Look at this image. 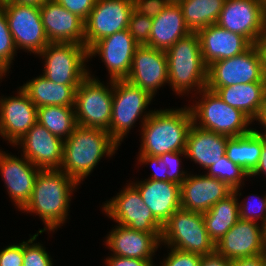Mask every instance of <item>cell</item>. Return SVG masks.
Segmentation results:
<instances>
[{
	"label": "cell",
	"instance_id": "cell-17",
	"mask_svg": "<svg viewBox=\"0 0 266 266\" xmlns=\"http://www.w3.org/2000/svg\"><path fill=\"white\" fill-rule=\"evenodd\" d=\"M137 46L128 29H125L96 42L88 50V54L90 59L98 54L108 70L110 80H124L130 73Z\"/></svg>",
	"mask_w": 266,
	"mask_h": 266
},
{
	"label": "cell",
	"instance_id": "cell-18",
	"mask_svg": "<svg viewBox=\"0 0 266 266\" xmlns=\"http://www.w3.org/2000/svg\"><path fill=\"white\" fill-rule=\"evenodd\" d=\"M266 227L259 223L239 219L215 243V251L229 260L253 257L263 253Z\"/></svg>",
	"mask_w": 266,
	"mask_h": 266
},
{
	"label": "cell",
	"instance_id": "cell-1",
	"mask_svg": "<svg viewBox=\"0 0 266 266\" xmlns=\"http://www.w3.org/2000/svg\"><path fill=\"white\" fill-rule=\"evenodd\" d=\"M79 183L60 169H41L37 174L28 203L21 209L37 214L45 223L40 234L57 230L68 218L73 191Z\"/></svg>",
	"mask_w": 266,
	"mask_h": 266
},
{
	"label": "cell",
	"instance_id": "cell-36",
	"mask_svg": "<svg viewBox=\"0 0 266 266\" xmlns=\"http://www.w3.org/2000/svg\"><path fill=\"white\" fill-rule=\"evenodd\" d=\"M39 231L30 235L28 241H23V265L22 266H53L52 258L41 243H34Z\"/></svg>",
	"mask_w": 266,
	"mask_h": 266
},
{
	"label": "cell",
	"instance_id": "cell-35",
	"mask_svg": "<svg viewBox=\"0 0 266 266\" xmlns=\"http://www.w3.org/2000/svg\"><path fill=\"white\" fill-rule=\"evenodd\" d=\"M16 46L10 33L4 9L0 6V73L6 75L11 68L14 56L17 55Z\"/></svg>",
	"mask_w": 266,
	"mask_h": 266
},
{
	"label": "cell",
	"instance_id": "cell-42",
	"mask_svg": "<svg viewBox=\"0 0 266 266\" xmlns=\"http://www.w3.org/2000/svg\"><path fill=\"white\" fill-rule=\"evenodd\" d=\"M23 265V242L11 244L0 250V266Z\"/></svg>",
	"mask_w": 266,
	"mask_h": 266
},
{
	"label": "cell",
	"instance_id": "cell-55",
	"mask_svg": "<svg viewBox=\"0 0 266 266\" xmlns=\"http://www.w3.org/2000/svg\"><path fill=\"white\" fill-rule=\"evenodd\" d=\"M3 76H4V75L0 73V79H1V80H2V77H3Z\"/></svg>",
	"mask_w": 266,
	"mask_h": 266
},
{
	"label": "cell",
	"instance_id": "cell-53",
	"mask_svg": "<svg viewBox=\"0 0 266 266\" xmlns=\"http://www.w3.org/2000/svg\"><path fill=\"white\" fill-rule=\"evenodd\" d=\"M263 256H264V259H265V264H266V243H265V247H264V250H263Z\"/></svg>",
	"mask_w": 266,
	"mask_h": 266
},
{
	"label": "cell",
	"instance_id": "cell-24",
	"mask_svg": "<svg viewBox=\"0 0 266 266\" xmlns=\"http://www.w3.org/2000/svg\"><path fill=\"white\" fill-rule=\"evenodd\" d=\"M201 54L208 66L218 60L228 59L245 52L252 44L242 35L233 33L218 24L198 32Z\"/></svg>",
	"mask_w": 266,
	"mask_h": 266
},
{
	"label": "cell",
	"instance_id": "cell-3",
	"mask_svg": "<svg viewBox=\"0 0 266 266\" xmlns=\"http://www.w3.org/2000/svg\"><path fill=\"white\" fill-rule=\"evenodd\" d=\"M118 146L120 145L106 130L77 126L64 140L60 170L80 184L105 155L113 156Z\"/></svg>",
	"mask_w": 266,
	"mask_h": 266
},
{
	"label": "cell",
	"instance_id": "cell-52",
	"mask_svg": "<svg viewBox=\"0 0 266 266\" xmlns=\"http://www.w3.org/2000/svg\"><path fill=\"white\" fill-rule=\"evenodd\" d=\"M263 52H264V56H265V69H266V38L265 40L261 43Z\"/></svg>",
	"mask_w": 266,
	"mask_h": 266
},
{
	"label": "cell",
	"instance_id": "cell-51",
	"mask_svg": "<svg viewBox=\"0 0 266 266\" xmlns=\"http://www.w3.org/2000/svg\"><path fill=\"white\" fill-rule=\"evenodd\" d=\"M264 129L262 131L257 130L258 134L263 138L265 144H266V127H263Z\"/></svg>",
	"mask_w": 266,
	"mask_h": 266
},
{
	"label": "cell",
	"instance_id": "cell-5",
	"mask_svg": "<svg viewBox=\"0 0 266 266\" xmlns=\"http://www.w3.org/2000/svg\"><path fill=\"white\" fill-rule=\"evenodd\" d=\"M198 94L202 95L201 99L189 105L195 126L229 137L241 136L254 129L249 127L253 121L247 115L229 106L216 92L205 88Z\"/></svg>",
	"mask_w": 266,
	"mask_h": 266
},
{
	"label": "cell",
	"instance_id": "cell-21",
	"mask_svg": "<svg viewBox=\"0 0 266 266\" xmlns=\"http://www.w3.org/2000/svg\"><path fill=\"white\" fill-rule=\"evenodd\" d=\"M225 182L206 174H188L180 184L181 208L204 213L232 192Z\"/></svg>",
	"mask_w": 266,
	"mask_h": 266
},
{
	"label": "cell",
	"instance_id": "cell-46",
	"mask_svg": "<svg viewBox=\"0 0 266 266\" xmlns=\"http://www.w3.org/2000/svg\"><path fill=\"white\" fill-rule=\"evenodd\" d=\"M200 266H231V260L214 251L201 256Z\"/></svg>",
	"mask_w": 266,
	"mask_h": 266
},
{
	"label": "cell",
	"instance_id": "cell-10",
	"mask_svg": "<svg viewBox=\"0 0 266 266\" xmlns=\"http://www.w3.org/2000/svg\"><path fill=\"white\" fill-rule=\"evenodd\" d=\"M109 85L90 74L76 89L74 111L77 126L108 131L112 117L113 81Z\"/></svg>",
	"mask_w": 266,
	"mask_h": 266
},
{
	"label": "cell",
	"instance_id": "cell-43",
	"mask_svg": "<svg viewBox=\"0 0 266 266\" xmlns=\"http://www.w3.org/2000/svg\"><path fill=\"white\" fill-rule=\"evenodd\" d=\"M137 156H138L137 160L138 162H140L139 163L140 165L150 164V168L151 167L154 168L153 173L150 175V177H148V179L156 181H168V177L166 175L168 168L160 157L149 156V155H137Z\"/></svg>",
	"mask_w": 266,
	"mask_h": 266
},
{
	"label": "cell",
	"instance_id": "cell-28",
	"mask_svg": "<svg viewBox=\"0 0 266 266\" xmlns=\"http://www.w3.org/2000/svg\"><path fill=\"white\" fill-rule=\"evenodd\" d=\"M215 92L225 103L241 110L253 122L260 119L266 100V83L219 87Z\"/></svg>",
	"mask_w": 266,
	"mask_h": 266
},
{
	"label": "cell",
	"instance_id": "cell-30",
	"mask_svg": "<svg viewBox=\"0 0 266 266\" xmlns=\"http://www.w3.org/2000/svg\"><path fill=\"white\" fill-rule=\"evenodd\" d=\"M241 187L242 185L236 187L228 196L215 203L207 212L202 213L205 228L214 243H217L239 220L238 196H241Z\"/></svg>",
	"mask_w": 266,
	"mask_h": 266
},
{
	"label": "cell",
	"instance_id": "cell-26",
	"mask_svg": "<svg viewBox=\"0 0 266 266\" xmlns=\"http://www.w3.org/2000/svg\"><path fill=\"white\" fill-rule=\"evenodd\" d=\"M229 136L191 126L186 142V158L207 170L226 154Z\"/></svg>",
	"mask_w": 266,
	"mask_h": 266
},
{
	"label": "cell",
	"instance_id": "cell-34",
	"mask_svg": "<svg viewBox=\"0 0 266 266\" xmlns=\"http://www.w3.org/2000/svg\"><path fill=\"white\" fill-rule=\"evenodd\" d=\"M205 174L222 180L232 190L241 186V184L244 185L245 177H249L245 170L229 160L226 155L220 157L217 163L210 166Z\"/></svg>",
	"mask_w": 266,
	"mask_h": 266
},
{
	"label": "cell",
	"instance_id": "cell-29",
	"mask_svg": "<svg viewBox=\"0 0 266 266\" xmlns=\"http://www.w3.org/2000/svg\"><path fill=\"white\" fill-rule=\"evenodd\" d=\"M79 85H62L48 80L42 74L20 86L35 106H74Z\"/></svg>",
	"mask_w": 266,
	"mask_h": 266
},
{
	"label": "cell",
	"instance_id": "cell-7",
	"mask_svg": "<svg viewBox=\"0 0 266 266\" xmlns=\"http://www.w3.org/2000/svg\"><path fill=\"white\" fill-rule=\"evenodd\" d=\"M153 98L148 92L126 79L113 81L112 117L107 132L119 145L138 118L142 119V126L152 114L153 110L148 112L146 109Z\"/></svg>",
	"mask_w": 266,
	"mask_h": 266
},
{
	"label": "cell",
	"instance_id": "cell-12",
	"mask_svg": "<svg viewBox=\"0 0 266 266\" xmlns=\"http://www.w3.org/2000/svg\"><path fill=\"white\" fill-rule=\"evenodd\" d=\"M103 204L102 211L120 226L147 233H162L163 226L131 183Z\"/></svg>",
	"mask_w": 266,
	"mask_h": 266
},
{
	"label": "cell",
	"instance_id": "cell-22",
	"mask_svg": "<svg viewBox=\"0 0 266 266\" xmlns=\"http://www.w3.org/2000/svg\"><path fill=\"white\" fill-rule=\"evenodd\" d=\"M40 15L49 42L85 45V21L78 15L68 11L55 0H47L40 7Z\"/></svg>",
	"mask_w": 266,
	"mask_h": 266
},
{
	"label": "cell",
	"instance_id": "cell-38",
	"mask_svg": "<svg viewBox=\"0 0 266 266\" xmlns=\"http://www.w3.org/2000/svg\"><path fill=\"white\" fill-rule=\"evenodd\" d=\"M152 25L153 18L136 14L133 11L128 23V31L138 45H148Z\"/></svg>",
	"mask_w": 266,
	"mask_h": 266
},
{
	"label": "cell",
	"instance_id": "cell-37",
	"mask_svg": "<svg viewBox=\"0 0 266 266\" xmlns=\"http://www.w3.org/2000/svg\"><path fill=\"white\" fill-rule=\"evenodd\" d=\"M253 196L252 198L248 196V200L244 199V201L239 203V219L256 223H258L257 221L260 219V224L266 227V193L262 198L256 195Z\"/></svg>",
	"mask_w": 266,
	"mask_h": 266
},
{
	"label": "cell",
	"instance_id": "cell-11",
	"mask_svg": "<svg viewBox=\"0 0 266 266\" xmlns=\"http://www.w3.org/2000/svg\"><path fill=\"white\" fill-rule=\"evenodd\" d=\"M245 37L251 44L266 38V3L261 0H225L217 23Z\"/></svg>",
	"mask_w": 266,
	"mask_h": 266
},
{
	"label": "cell",
	"instance_id": "cell-16",
	"mask_svg": "<svg viewBox=\"0 0 266 266\" xmlns=\"http://www.w3.org/2000/svg\"><path fill=\"white\" fill-rule=\"evenodd\" d=\"M21 146L23 155L40 169H60L63 162L64 140L53 135L36 122L27 133L14 144Z\"/></svg>",
	"mask_w": 266,
	"mask_h": 266
},
{
	"label": "cell",
	"instance_id": "cell-25",
	"mask_svg": "<svg viewBox=\"0 0 266 266\" xmlns=\"http://www.w3.org/2000/svg\"><path fill=\"white\" fill-rule=\"evenodd\" d=\"M131 184L139 191L143 202L162 226L181 208L179 184L151 179L132 181Z\"/></svg>",
	"mask_w": 266,
	"mask_h": 266
},
{
	"label": "cell",
	"instance_id": "cell-33",
	"mask_svg": "<svg viewBox=\"0 0 266 266\" xmlns=\"http://www.w3.org/2000/svg\"><path fill=\"white\" fill-rule=\"evenodd\" d=\"M37 115V122L62 140H66L77 127L74 106L38 107Z\"/></svg>",
	"mask_w": 266,
	"mask_h": 266
},
{
	"label": "cell",
	"instance_id": "cell-19",
	"mask_svg": "<svg viewBox=\"0 0 266 266\" xmlns=\"http://www.w3.org/2000/svg\"><path fill=\"white\" fill-rule=\"evenodd\" d=\"M18 95L0 98V136L12 146L37 122V107L19 87Z\"/></svg>",
	"mask_w": 266,
	"mask_h": 266
},
{
	"label": "cell",
	"instance_id": "cell-31",
	"mask_svg": "<svg viewBox=\"0 0 266 266\" xmlns=\"http://www.w3.org/2000/svg\"><path fill=\"white\" fill-rule=\"evenodd\" d=\"M264 144L265 142L258 134L257 129H252L247 134L229 137L225 155L250 175L258 166Z\"/></svg>",
	"mask_w": 266,
	"mask_h": 266
},
{
	"label": "cell",
	"instance_id": "cell-41",
	"mask_svg": "<svg viewBox=\"0 0 266 266\" xmlns=\"http://www.w3.org/2000/svg\"><path fill=\"white\" fill-rule=\"evenodd\" d=\"M169 4L168 0H132L133 11L149 18H155Z\"/></svg>",
	"mask_w": 266,
	"mask_h": 266
},
{
	"label": "cell",
	"instance_id": "cell-40",
	"mask_svg": "<svg viewBox=\"0 0 266 266\" xmlns=\"http://www.w3.org/2000/svg\"><path fill=\"white\" fill-rule=\"evenodd\" d=\"M170 251L160 266H200L201 255L168 247Z\"/></svg>",
	"mask_w": 266,
	"mask_h": 266
},
{
	"label": "cell",
	"instance_id": "cell-15",
	"mask_svg": "<svg viewBox=\"0 0 266 266\" xmlns=\"http://www.w3.org/2000/svg\"><path fill=\"white\" fill-rule=\"evenodd\" d=\"M126 80L155 97L157 89L168 83L166 52L148 45H138Z\"/></svg>",
	"mask_w": 266,
	"mask_h": 266
},
{
	"label": "cell",
	"instance_id": "cell-27",
	"mask_svg": "<svg viewBox=\"0 0 266 266\" xmlns=\"http://www.w3.org/2000/svg\"><path fill=\"white\" fill-rule=\"evenodd\" d=\"M190 32L185 24L179 4L170 3L159 15L153 18L148 46L166 51Z\"/></svg>",
	"mask_w": 266,
	"mask_h": 266
},
{
	"label": "cell",
	"instance_id": "cell-54",
	"mask_svg": "<svg viewBox=\"0 0 266 266\" xmlns=\"http://www.w3.org/2000/svg\"><path fill=\"white\" fill-rule=\"evenodd\" d=\"M170 3H178L181 0H168Z\"/></svg>",
	"mask_w": 266,
	"mask_h": 266
},
{
	"label": "cell",
	"instance_id": "cell-39",
	"mask_svg": "<svg viewBox=\"0 0 266 266\" xmlns=\"http://www.w3.org/2000/svg\"><path fill=\"white\" fill-rule=\"evenodd\" d=\"M181 156H184L186 158V152L185 151L169 152L159 156L168 168L166 172L168 181L179 185L188 176V173L185 170H182V168H180L182 167L181 166L182 161L180 158Z\"/></svg>",
	"mask_w": 266,
	"mask_h": 266
},
{
	"label": "cell",
	"instance_id": "cell-20",
	"mask_svg": "<svg viewBox=\"0 0 266 266\" xmlns=\"http://www.w3.org/2000/svg\"><path fill=\"white\" fill-rule=\"evenodd\" d=\"M1 150L0 173L10 199L21 210L30 200L37 174L41 169L23 155L19 158Z\"/></svg>",
	"mask_w": 266,
	"mask_h": 266
},
{
	"label": "cell",
	"instance_id": "cell-32",
	"mask_svg": "<svg viewBox=\"0 0 266 266\" xmlns=\"http://www.w3.org/2000/svg\"><path fill=\"white\" fill-rule=\"evenodd\" d=\"M225 0H181L178 2L181 7L184 21L191 32L216 24Z\"/></svg>",
	"mask_w": 266,
	"mask_h": 266
},
{
	"label": "cell",
	"instance_id": "cell-45",
	"mask_svg": "<svg viewBox=\"0 0 266 266\" xmlns=\"http://www.w3.org/2000/svg\"><path fill=\"white\" fill-rule=\"evenodd\" d=\"M106 266H156L149 260L129 257L108 256L105 259Z\"/></svg>",
	"mask_w": 266,
	"mask_h": 266
},
{
	"label": "cell",
	"instance_id": "cell-13",
	"mask_svg": "<svg viewBox=\"0 0 266 266\" xmlns=\"http://www.w3.org/2000/svg\"><path fill=\"white\" fill-rule=\"evenodd\" d=\"M17 50L38 55L50 42L44 31L40 7L1 3Z\"/></svg>",
	"mask_w": 266,
	"mask_h": 266
},
{
	"label": "cell",
	"instance_id": "cell-23",
	"mask_svg": "<svg viewBox=\"0 0 266 266\" xmlns=\"http://www.w3.org/2000/svg\"><path fill=\"white\" fill-rule=\"evenodd\" d=\"M114 227L104 242L106 247L112 251L111 255L154 262L153 256L161 245V233L131 230L118 224Z\"/></svg>",
	"mask_w": 266,
	"mask_h": 266
},
{
	"label": "cell",
	"instance_id": "cell-49",
	"mask_svg": "<svg viewBox=\"0 0 266 266\" xmlns=\"http://www.w3.org/2000/svg\"><path fill=\"white\" fill-rule=\"evenodd\" d=\"M47 0H5L3 3H15L41 7Z\"/></svg>",
	"mask_w": 266,
	"mask_h": 266
},
{
	"label": "cell",
	"instance_id": "cell-6",
	"mask_svg": "<svg viewBox=\"0 0 266 266\" xmlns=\"http://www.w3.org/2000/svg\"><path fill=\"white\" fill-rule=\"evenodd\" d=\"M266 83L265 56L261 44H252L245 52L208 65L206 88L237 84Z\"/></svg>",
	"mask_w": 266,
	"mask_h": 266
},
{
	"label": "cell",
	"instance_id": "cell-8",
	"mask_svg": "<svg viewBox=\"0 0 266 266\" xmlns=\"http://www.w3.org/2000/svg\"><path fill=\"white\" fill-rule=\"evenodd\" d=\"M37 56L44 60L43 76L62 85H80L89 75L88 49L77 43L50 42Z\"/></svg>",
	"mask_w": 266,
	"mask_h": 266
},
{
	"label": "cell",
	"instance_id": "cell-50",
	"mask_svg": "<svg viewBox=\"0 0 266 266\" xmlns=\"http://www.w3.org/2000/svg\"><path fill=\"white\" fill-rule=\"evenodd\" d=\"M258 122L260 123L261 128H262V126L266 127V100H265V104H264V109H263L262 115H261L260 119L258 120Z\"/></svg>",
	"mask_w": 266,
	"mask_h": 266
},
{
	"label": "cell",
	"instance_id": "cell-48",
	"mask_svg": "<svg viewBox=\"0 0 266 266\" xmlns=\"http://www.w3.org/2000/svg\"><path fill=\"white\" fill-rule=\"evenodd\" d=\"M261 173H262V175L263 174L266 175V144L263 145V149H262L261 155L259 157L258 166L249 175V177L257 176V175H260Z\"/></svg>",
	"mask_w": 266,
	"mask_h": 266
},
{
	"label": "cell",
	"instance_id": "cell-47",
	"mask_svg": "<svg viewBox=\"0 0 266 266\" xmlns=\"http://www.w3.org/2000/svg\"><path fill=\"white\" fill-rule=\"evenodd\" d=\"M231 266H266L263 254L231 260Z\"/></svg>",
	"mask_w": 266,
	"mask_h": 266
},
{
	"label": "cell",
	"instance_id": "cell-4",
	"mask_svg": "<svg viewBox=\"0 0 266 266\" xmlns=\"http://www.w3.org/2000/svg\"><path fill=\"white\" fill-rule=\"evenodd\" d=\"M165 52L168 60V84L176 95L184 96L193 91L197 94L206 88L208 66L201 54L197 32H190L180 38Z\"/></svg>",
	"mask_w": 266,
	"mask_h": 266
},
{
	"label": "cell",
	"instance_id": "cell-2",
	"mask_svg": "<svg viewBox=\"0 0 266 266\" xmlns=\"http://www.w3.org/2000/svg\"><path fill=\"white\" fill-rule=\"evenodd\" d=\"M193 125L189 106L154 110L141 127L139 155L159 157L169 152L185 151Z\"/></svg>",
	"mask_w": 266,
	"mask_h": 266
},
{
	"label": "cell",
	"instance_id": "cell-14",
	"mask_svg": "<svg viewBox=\"0 0 266 266\" xmlns=\"http://www.w3.org/2000/svg\"><path fill=\"white\" fill-rule=\"evenodd\" d=\"M133 12L132 0H96L84 23L85 47L116 32L128 29Z\"/></svg>",
	"mask_w": 266,
	"mask_h": 266
},
{
	"label": "cell",
	"instance_id": "cell-44",
	"mask_svg": "<svg viewBox=\"0 0 266 266\" xmlns=\"http://www.w3.org/2000/svg\"><path fill=\"white\" fill-rule=\"evenodd\" d=\"M68 11L78 15L84 21L88 18L96 0H55Z\"/></svg>",
	"mask_w": 266,
	"mask_h": 266
},
{
	"label": "cell",
	"instance_id": "cell-9",
	"mask_svg": "<svg viewBox=\"0 0 266 266\" xmlns=\"http://www.w3.org/2000/svg\"><path fill=\"white\" fill-rule=\"evenodd\" d=\"M201 256L213 253L215 243L209 238L200 212L176 210L163 225L161 244Z\"/></svg>",
	"mask_w": 266,
	"mask_h": 266
}]
</instances>
